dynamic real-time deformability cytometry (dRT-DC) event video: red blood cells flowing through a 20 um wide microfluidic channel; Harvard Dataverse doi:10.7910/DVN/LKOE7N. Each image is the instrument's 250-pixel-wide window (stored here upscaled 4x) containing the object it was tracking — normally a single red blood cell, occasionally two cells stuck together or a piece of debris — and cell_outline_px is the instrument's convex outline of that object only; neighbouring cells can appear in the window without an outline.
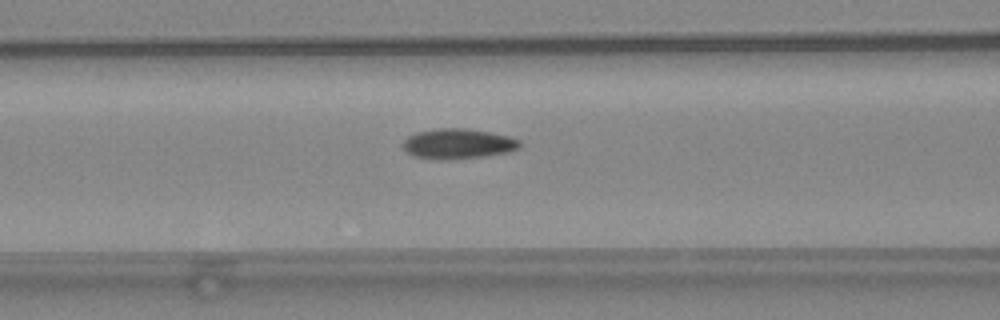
{"species": "common noctule bat (a hibernating species)", "species_latin": "Nyctalus noctula", "temperature_condition": "warm", "stored_images_in_passage": 13, "camera_frame_rate_fps": 3000, "um_per_image_px": 0.085, "animal": {"sex": "female", "body_mass_g": 24.6, "forearm_length_mm": 56.2}, "frame": {"image": 1, "passage_image": 9, "time_ms": 2.667, "image_size_px": [1000, 320], "cell_outline_px": [[520, 148], [508, 152], [484, 156], [448, 160], [436, 160], [416, 156], [408, 152], [404, 148], [404, 140], [408, 136], [416, 132], [436, 128], [464, 128], [488, 132], [508, 136], [520, 140]], "centroid_in_image_um": [38.93, 12.22], "position_along_channel_um": 127.7, "area_um2": 20.46}}
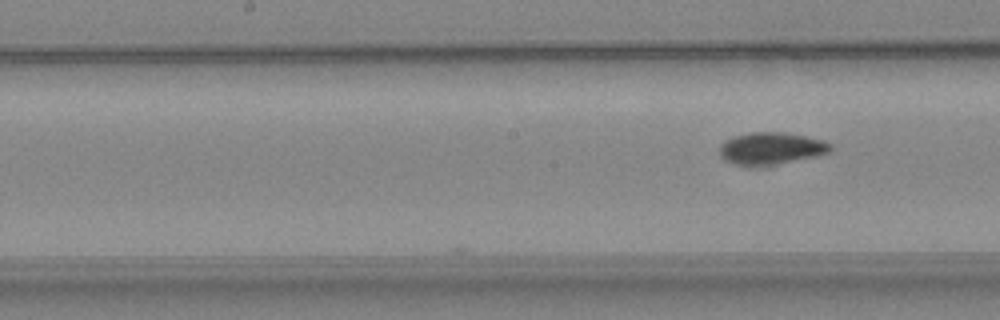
{"frame": {"image": 2, "passage_image": 13, "time_ms": 4.0, "image_size_px": [1000, 320], "cell_outline_px": [[832, 148], [828, 152], [816, 156], [772, 164], [736, 164], [724, 160], [720, 156], [720, 144], [724, 140], [732, 136], [748, 132], [784, 132], [824, 140], [832, 144]], "centroid_in_image_um": [65.52, 12.57], "position_along_channel_um": 182.7, "area_um2": 20.4}}